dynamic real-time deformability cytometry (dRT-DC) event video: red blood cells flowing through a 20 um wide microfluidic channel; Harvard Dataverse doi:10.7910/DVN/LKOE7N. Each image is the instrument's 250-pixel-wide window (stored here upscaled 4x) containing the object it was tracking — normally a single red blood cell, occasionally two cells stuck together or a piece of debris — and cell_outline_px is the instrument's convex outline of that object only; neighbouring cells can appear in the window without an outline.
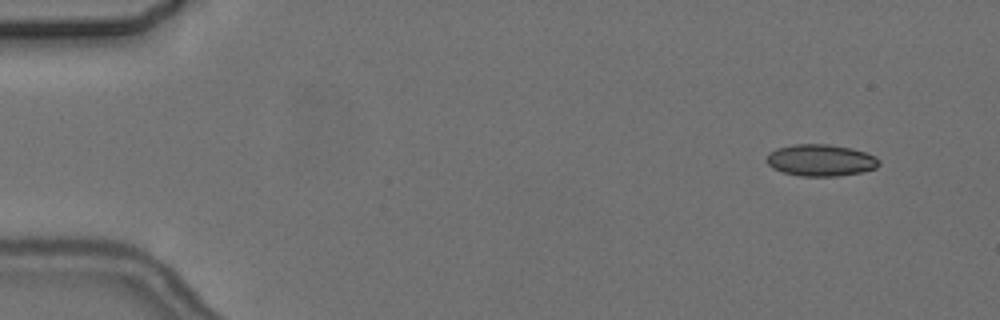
{"species": "common noctule bat (a hibernating species)", "species_latin": "Nyctalus noctula", "temperature_condition": "cold", "stored_images_in_passage": 5, "camera_frame_rate_fps": 3000, "um_per_image_px": 0.085, "animal": {"sex": "female", "body_mass_g": 24.6, "forearm_length_mm": 56.2}, "frame": {"image": 1, "passage_image": 1, "time_ms": 0.0, "image_size_px": [1000, 320], "cell_outline_px": [[880, 164], [876, 168], [860, 172], [836, 176], [800, 176], [784, 172], [772, 168], [764, 160], [768, 152], [776, 148], [792, 144], [828, 144], [852, 148], [876, 156], [880, 160]], "centroid_in_image_um": [69.73, 13.61], "position_along_channel_um": 15.3, "area_um2": 20.98}}
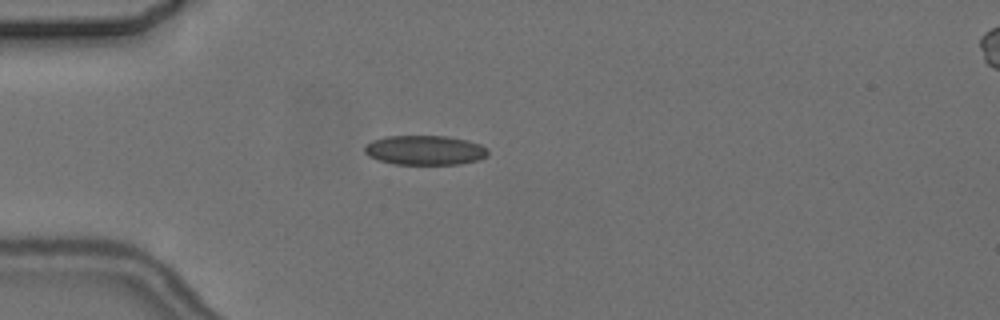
{"frame": {"image": 2, "passage_image": 4, "time_ms": 3.667, "image_size_px": [1000, 320], "cell_outline_px": [[488, 156], [480, 160], [460, 164], [396, 164], [380, 160], [368, 156], [364, 152], [364, 144], [372, 140], [388, 136], [448, 136], [468, 140], [480, 144], [488, 148]], "centroid_in_image_um": [36.14, 12.76], "position_along_channel_um": 48.9, "area_um2": 21.44}}